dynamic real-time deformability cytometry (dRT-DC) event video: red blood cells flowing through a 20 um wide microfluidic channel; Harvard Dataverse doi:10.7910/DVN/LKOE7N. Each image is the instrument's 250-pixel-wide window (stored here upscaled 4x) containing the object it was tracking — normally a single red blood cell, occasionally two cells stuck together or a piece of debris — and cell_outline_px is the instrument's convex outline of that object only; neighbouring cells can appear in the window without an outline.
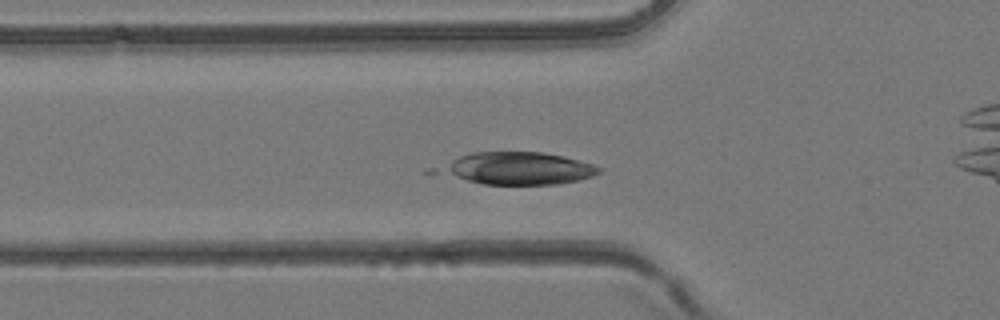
{"species": "common noctule bat (a hibernating species)", "species_latin": "Nyctalus noctula", "temperature_condition": "room temperature", "stored_images_in_passage": 34, "camera_frame_rate_fps": 3000, "um_per_image_px": 0.085, "animal": {"sex": "female", "body_mass_g": 24.6, "forearm_length_mm": 56.2}, "frame": {"image": 1, "passage_image": 10, "time_ms": 3.0, "image_size_px": [1000, 320], "cell_outline_px": [[600, 172], [592, 176], [580, 180], [556, 184], [484, 184], [428, 176], [420, 172], [428, 168], [460, 156], [472, 152], [540, 152], [564, 156], [592, 164], [600, 168]], "centroid_in_image_um": [43.62, 14.33], "position_along_channel_um": 82.2, "area_um2": 31.67}}
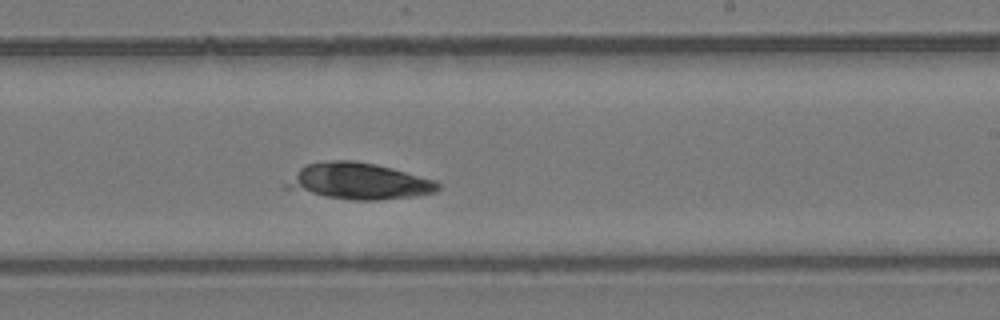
{"frame": {"image": 2, "passage_image": 21, "time_ms": 6.667, "image_size_px": [1000, 320], "cell_outline_px": [[440, 188], [436, 192], [416, 196], [376, 200], [352, 200], [324, 196], [284, 188], [284, 184], [304, 164], [332, 160], [352, 160], [376, 164], [392, 168], [436, 180], [440, 184]], "centroid_in_image_um": [30.51, 15.4], "position_along_channel_um": 258.5, "area_um2": 32.08}}
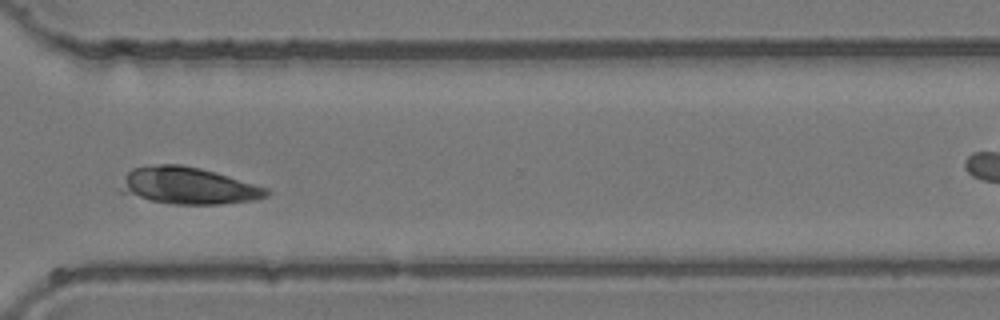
{"frame": {"image": 3, "passage_image": 27, "time_ms": 8.667, "image_size_px": [1000, 320], "cell_outline_px": [[272, 192], [268, 196], [256, 200], [220, 204], [172, 204], [152, 200], [120, 192], [116, 188], [124, 176], [132, 168], [160, 164], [180, 164], [200, 168], [228, 176], [268, 188]], "centroid_in_image_um": [15.99, 15.79], "position_along_channel_um": 354.6, "area_um2": 31.44}}